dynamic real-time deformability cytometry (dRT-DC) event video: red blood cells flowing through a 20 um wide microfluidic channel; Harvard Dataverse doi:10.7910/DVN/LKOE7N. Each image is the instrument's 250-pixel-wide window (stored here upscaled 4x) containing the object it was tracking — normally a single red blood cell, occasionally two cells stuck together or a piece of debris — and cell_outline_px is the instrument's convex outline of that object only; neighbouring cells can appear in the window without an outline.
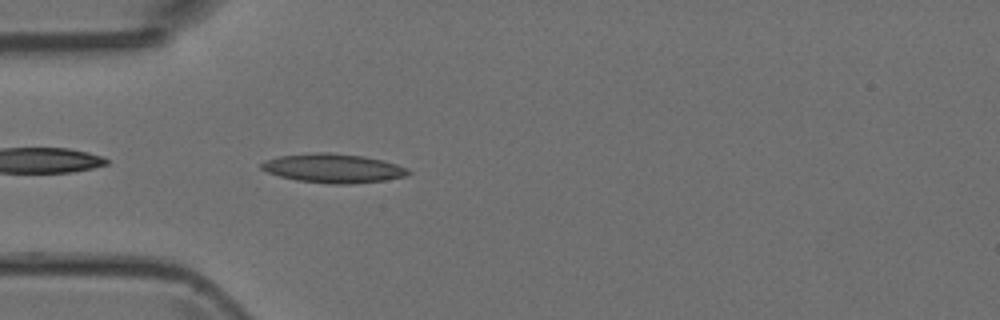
{"species": "Egyptian fruit bat (a non-hibernating species)", "species_latin": "Rousettus aegyptiacus", "temperature_condition": "room temperature", "stored_images_in_passage": 37, "camera_frame_rate_fps": 3000, "um_per_image_px": 0.085, "animal": {"sex": "female"}, "frame": {"image": 1, "passage_image": 2, "time_ms": 0.333, "image_size_px": [1000, 320], "cell_outline_px": [[412, 172], [408, 176], [384, 180], [352, 184], [332, 184], [296, 180], [280, 176], [268, 172], [260, 168], [260, 164], [268, 160], [280, 156], [316, 152], [328, 152], [364, 156], [396, 164], [408, 168]], "centroid_in_image_um": [28.36, 14.31], "position_along_channel_um": 56.6, "area_um2": 24.74}}
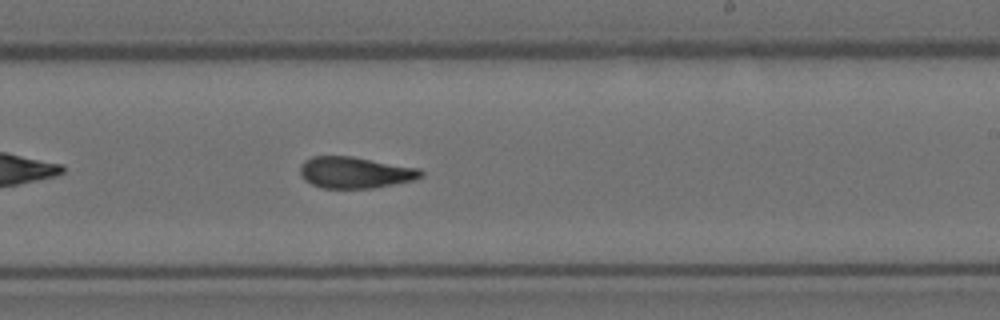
{"frame": {"image": 2, "passage_image": 17, "time_ms": 5.333, "image_size_px": [1000, 320], "cell_outline_px": [[424, 176], [412, 180], [372, 188], [320, 188], [304, 180], [300, 176], [300, 164], [304, 160], [312, 156], [352, 156], [420, 168], [424, 172]], "centroid_in_image_um": [30.15, 14.65], "position_along_channel_um": 258.8, "area_um2": 22.25}}
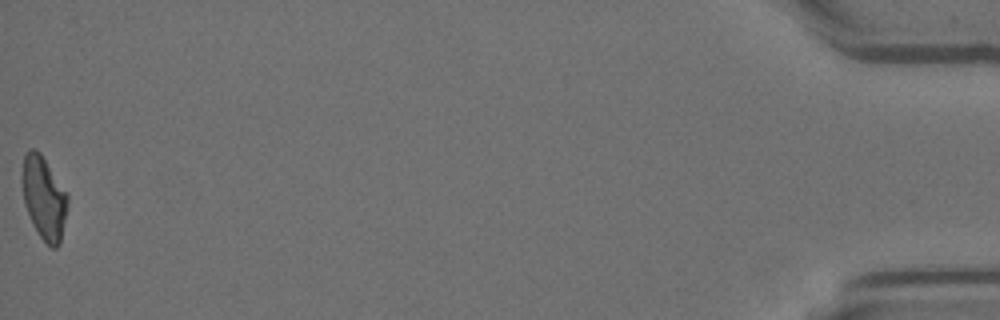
{"frame": {"image": 3, "passage_image": 37, "time_ms": 12.0, "image_size_px": [1000, 320], "cell_outline_px": [[68, 204], [60, 244], [56, 248], [52, 248], [40, 236], [32, 224], [24, 204], [20, 180], [24, 152], [28, 148], [36, 148], [40, 152], [68, 192]], "centroid_in_image_um": [3.71, 16.76], "position_along_channel_um": 431.5, "area_um2": 22.6}}